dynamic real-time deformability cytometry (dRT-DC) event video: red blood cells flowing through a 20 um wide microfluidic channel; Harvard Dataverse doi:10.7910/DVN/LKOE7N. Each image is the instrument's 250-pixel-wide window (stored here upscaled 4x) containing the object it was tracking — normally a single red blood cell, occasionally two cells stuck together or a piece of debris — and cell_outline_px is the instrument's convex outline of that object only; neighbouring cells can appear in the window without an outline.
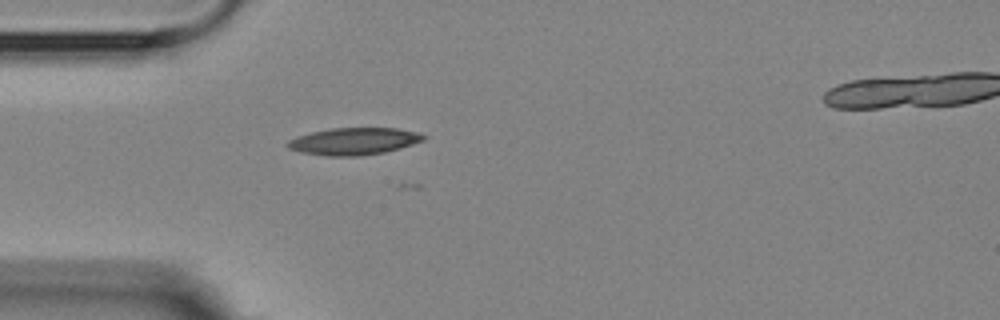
{"species": "Egyptian fruit bat (a non-hibernating species)", "species_latin": "Rousettus aegyptiacus", "temperature_condition": "room temperature", "stored_images_in_passage": 5, "camera_frame_rate_fps": 3000, "um_per_image_px": 0.085, "animal": {"sex": "female"}, "frame": {"image": 1, "passage_image": 4, "time_ms": 3.667, "image_size_px": [1000, 320], "cell_outline_px": [[428, 136], [424, 140], [400, 148], [384, 152], [360, 156], [328, 156], [300, 152], [288, 148], [284, 144], [288, 140], [296, 136], [312, 132], [332, 128], [396, 128], [416, 132]], "centroid_in_image_um": [30.05, 12.01], "position_along_channel_um": 55.0, "area_um2": 21.5}}